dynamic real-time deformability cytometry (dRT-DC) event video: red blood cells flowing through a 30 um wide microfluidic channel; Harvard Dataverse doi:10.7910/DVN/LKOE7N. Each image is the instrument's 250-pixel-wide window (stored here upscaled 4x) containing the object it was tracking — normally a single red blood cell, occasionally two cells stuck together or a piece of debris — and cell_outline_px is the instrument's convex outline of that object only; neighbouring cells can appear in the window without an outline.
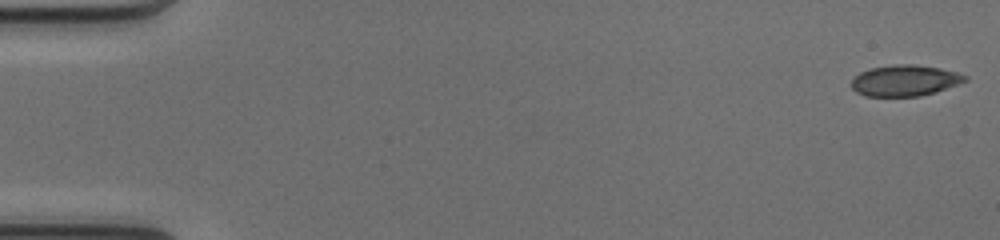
{"species": "common noctule bat (a hibernating species)", "species_latin": "Nyctalus noctula", "temperature_condition": "cold", "stored_images_in_passage": 51, "camera_frame_rate_fps": 3000, "um_per_image_px": 0.085, "animal": {"sex": "female", "body_mass_g": 17.0, "forearm_length_mm": 48.0}, "frame": {"image": 1, "passage_image": 1, "time_ms": 0.0, "image_size_px": [1000, 240], "cell_outline_px": [[968, 80], [936, 92], [920, 96], [864, 96], [856, 92], [852, 88], [852, 80], [860, 72], [872, 68], [896, 64], [912, 64], [940, 68], [956, 72], [968, 76]], "centroid_in_image_um": [76.92, 6.85], "position_along_channel_um": 8.1, "area_um2": 20.46}}
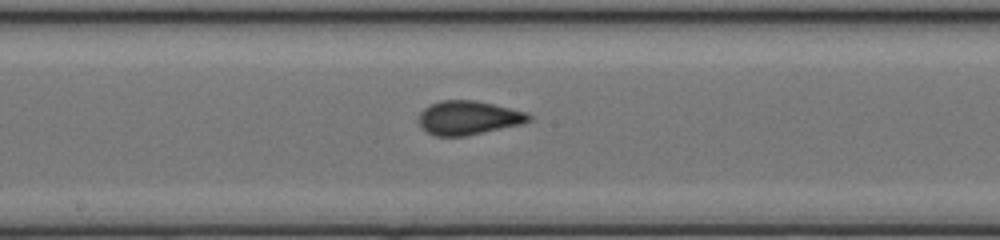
{"frame": {"image": 2, "passage_image": 27, "time_ms": 8.667, "image_size_px": [1000, 240], "cell_outline_px": [[532, 120], [524, 124], [464, 136], [436, 136], [428, 132], [420, 124], [420, 112], [424, 108], [440, 100], [476, 100], [528, 112], [532, 116]], "centroid_in_image_um": [39.88, 10.0], "position_along_channel_um": 208.3, "area_um2": 21.73}}
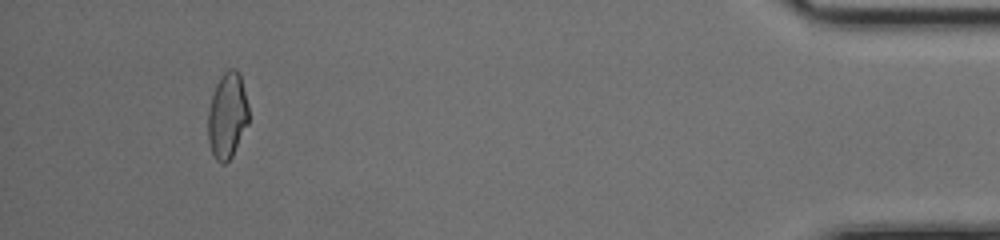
{"frame": {"image": 3, "passage_image": 47, "time_ms": 15.333, "image_size_px": [1000, 240], "cell_outline_px": [[248, 124], [232, 156], [224, 164], [220, 164], [216, 160], [212, 152], [208, 140], [208, 112], [212, 96], [216, 84], [220, 76], [228, 68], [236, 68], [240, 72], [248, 104]], "centroid_in_image_um": [19.33, 9.8], "position_along_channel_um": 415.9, "area_um2": 20.46}, "authors_computed_cell_mechanics": {"area_um2": 21.3282, "velocity_mm_per_s": 4.1395, "shape_relaxation_time_tau1_ms": 4.7943, "shape_relaxation_time_tau2_ms": null, "deformation_change_tau1": 0.1172, "deformation_change_tau2": null}}